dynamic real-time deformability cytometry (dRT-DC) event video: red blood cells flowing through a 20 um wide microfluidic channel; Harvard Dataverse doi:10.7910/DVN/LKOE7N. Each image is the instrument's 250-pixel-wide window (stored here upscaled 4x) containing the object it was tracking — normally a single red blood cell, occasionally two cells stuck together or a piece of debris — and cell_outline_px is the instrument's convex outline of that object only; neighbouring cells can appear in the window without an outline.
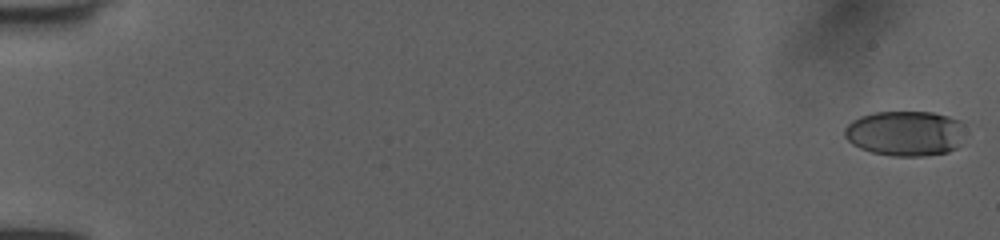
{"species": "human", "species_latin": "Homo sapiens", "temperature_condition": "room temperature", "stored_images_in_passage": 52, "camera_frame_rate_fps": 3000, "um_per_image_px": 0.085, "donor": {"sex": "female"}, "frame": {"image": 1, "passage_image": 1, "time_ms": 0.0, "image_size_px": [1000, 240], "cell_outline_px": [[960, 144], [956, 148], [948, 152], [924, 156], [892, 156], [872, 152], [860, 148], [852, 144], [844, 136], [844, 128], [852, 120], [860, 116], [872, 112], [932, 112], [948, 116], [960, 120]], "centroid_in_image_um": [76.88, 11.33], "position_along_channel_um": 8.1, "area_um2": 31.62}}
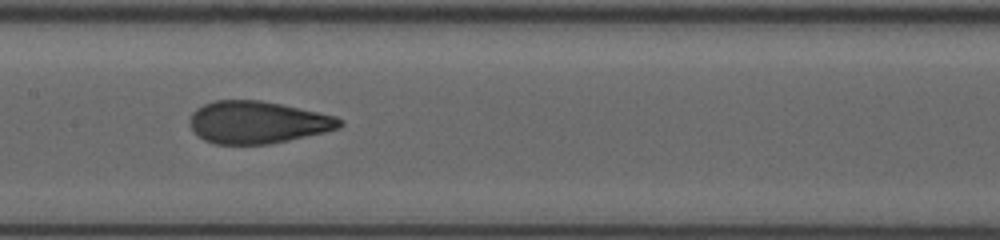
{"frame": {"image": 2, "passage_image": 28, "time_ms": 9.0, "image_size_px": [1000, 240], "cell_outline_px": [[344, 124], [340, 128], [324, 132], [288, 140], [268, 144], [216, 144], [204, 140], [188, 124], [188, 120], [192, 112], [196, 108], [204, 104], [216, 100], [260, 100], [280, 104], [336, 116], [344, 120]], "centroid_in_image_um": [21.89, 10.39], "position_along_channel_um": 185.5, "area_um2": 36.88}}
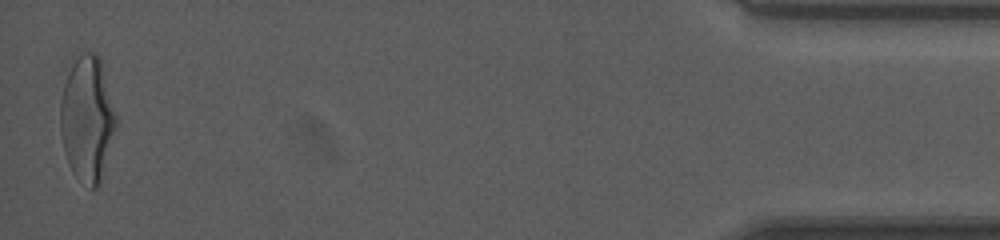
{"frame": {"image": 3, "passage_image": 52, "time_ms": 17.0, "image_size_px": [1000, 240], "cell_outline_px": [[116, 128], [100, 184], [96, 188], [92, 188], [72, 172], [68, 164], [60, 132], [60, 100], [64, 84], [72, 56], [84, 52], [96, 52], [100, 56], [116, 116]], "centroid_in_image_um": [7.4, 10.03], "position_along_channel_um": 427.8, "area_um2": 40.86}, "authors_computed_cell_mechanics": {"area_um2": 36.5296, "velocity_mm_per_s": 4.0329, "shape_relaxation_time_tau1_ms": 4.5798, "shape_relaxation_time_tau2_ms": 0.7439, "deformation_change_tau1": 0.1868, "deformation_change_tau2": 0.0744}}